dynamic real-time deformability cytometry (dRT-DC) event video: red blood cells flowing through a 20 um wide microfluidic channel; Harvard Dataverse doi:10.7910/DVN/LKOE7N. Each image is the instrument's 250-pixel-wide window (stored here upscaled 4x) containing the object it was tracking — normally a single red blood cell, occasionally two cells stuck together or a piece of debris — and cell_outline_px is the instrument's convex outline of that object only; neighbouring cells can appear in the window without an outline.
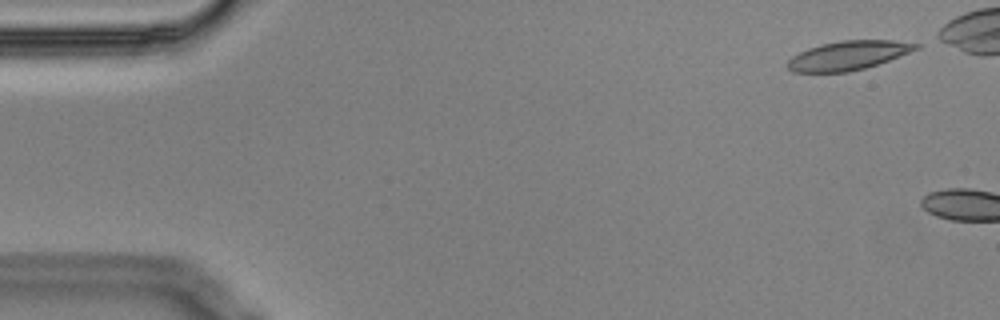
{"species": "Egyptian fruit bat (a non-hibernating species)", "species_latin": "Rousettus aegyptiacus", "temperature_condition": "cold", "stored_images_in_passage": 2, "camera_frame_rate_fps": 3000, "um_per_image_px": 0.085, "animal": {"sex": "male"}, "frame": {"image": 1, "passage_image": 1, "time_ms": 0.0, "image_size_px": [1000, 320], "cell_outline_px": [[920, 48], [888, 60], [864, 68], [848, 72], [792, 72], [784, 64], [792, 56], [808, 48], [820, 44], [840, 40], [892, 40], [920, 44]], "centroid_in_image_um": [72.05, 4.71], "position_along_channel_um": 13.0, "area_um2": 21.68}}